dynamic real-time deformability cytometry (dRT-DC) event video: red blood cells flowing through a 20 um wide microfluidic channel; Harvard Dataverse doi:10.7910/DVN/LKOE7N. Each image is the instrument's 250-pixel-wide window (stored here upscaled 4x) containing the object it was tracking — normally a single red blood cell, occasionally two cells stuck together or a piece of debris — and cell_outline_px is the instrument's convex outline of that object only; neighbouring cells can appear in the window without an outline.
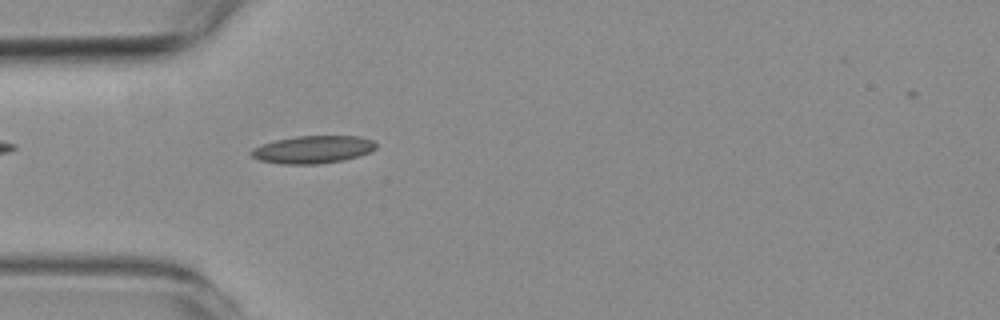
{"species": "common noctule bat (a hibernating species)", "species_latin": "Nyctalus noctula", "temperature_condition": "room temperature", "stored_images_in_passage": 25, "camera_frame_rate_fps": 3000, "um_per_image_px": 0.085, "animal": {"sex": "female", "body_mass_g": 19.3, "forearm_length_mm": 54.1}, "frame": {"image": 1, "passage_image": 1, "time_ms": 0.0, "image_size_px": [1000, 320], "cell_outline_px": [[376, 148], [368, 152], [356, 156], [340, 160], [316, 164], [280, 164], [260, 160], [252, 156], [248, 152], [252, 148], [260, 144], [276, 140], [296, 136], [360, 136], [372, 140], [376, 144]], "centroid_in_image_um": [26.53, 12.7], "position_along_channel_um": 58.5, "area_um2": 19.94}}
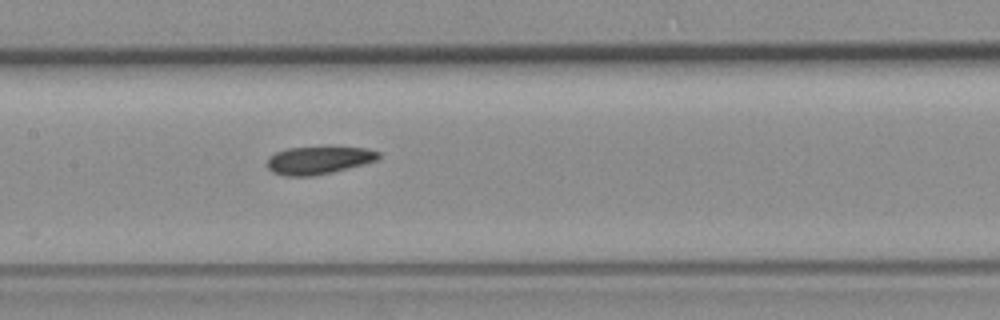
{"frame": {"image": 2, "passage_image": 11, "time_ms": 3.333, "image_size_px": [1000, 320], "cell_outline_px": [[380, 156], [376, 160], [364, 164], [332, 172], [312, 176], [284, 176], [272, 172], [264, 164], [268, 156], [276, 152], [288, 148], [324, 144], [328, 144], [368, 148], [380, 152]], "centroid_in_image_um": [27.07, 13.56], "position_along_channel_um": 180.3, "area_um2": 19.13}}
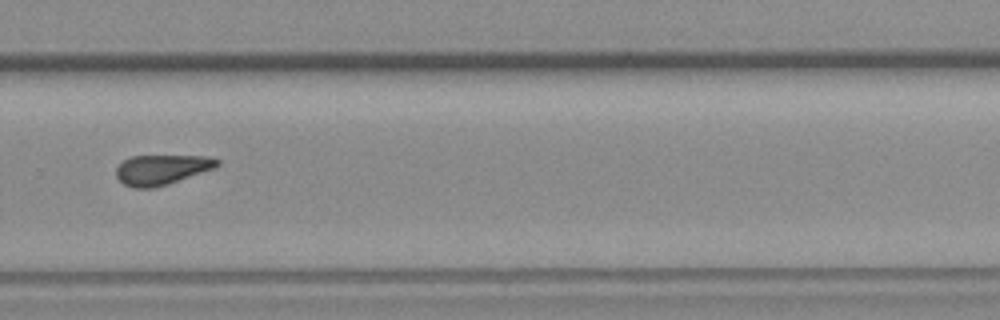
{"frame": {"image": 3, "passage_image": 22, "time_ms": 7.0, "image_size_px": [1000, 320], "cell_outline_px": [[220, 164], [216, 168], [168, 184], [152, 188], [132, 188], [124, 184], [116, 176], [116, 168], [124, 160], [132, 156], [208, 156], [220, 160]], "centroid_in_image_um": [13.77, 14.42], "position_along_channel_um": 316.0, "area_um2": 17.69}}